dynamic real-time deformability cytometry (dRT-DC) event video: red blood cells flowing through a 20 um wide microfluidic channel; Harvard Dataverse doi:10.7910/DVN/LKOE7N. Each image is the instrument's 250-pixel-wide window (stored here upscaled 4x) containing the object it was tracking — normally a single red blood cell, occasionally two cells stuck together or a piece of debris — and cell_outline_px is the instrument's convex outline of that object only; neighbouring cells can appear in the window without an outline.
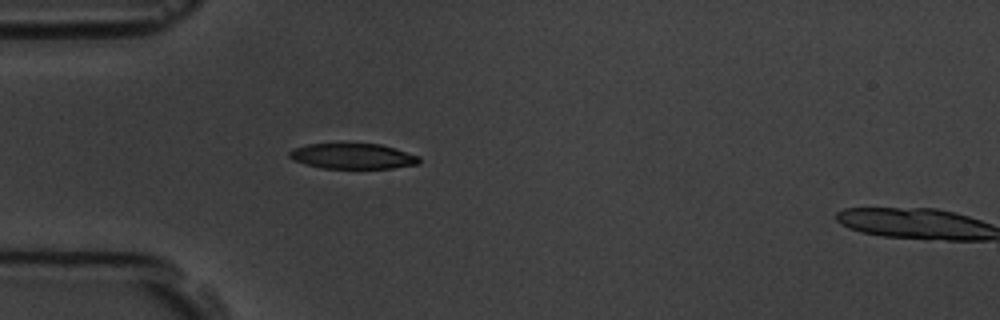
{"species": "common noctule bat (a hibernating species)", "species_latin": "Nyctalus noctula", "temperature_condition": "room temperature", "stored_images_in_passage": 2, "segment_of_instrument_passage": [1, 2], "camera_frame_rate_fps": 3000, "um_per_image_px": 0.085, "animal": {"sex": "male", "body_mass_g": 19.5, "forearm_length_mm": 54.6}, "frame": {"image": 1, "passage_image": 1, "time_ms": 0.0, "image_size_px": [1000, 320], "cell_outline_px": [[420, 164], [392, 168], [324, 168], [292, 160], [288, 156], [288, 152], [292, 148], [308, 144], [380, 144], [396, 148], [420, 156]], "centroid_in_image_um": [30.01, 13.27], "position_along_channel_um": 55.0, "area_um2": 19.25}}